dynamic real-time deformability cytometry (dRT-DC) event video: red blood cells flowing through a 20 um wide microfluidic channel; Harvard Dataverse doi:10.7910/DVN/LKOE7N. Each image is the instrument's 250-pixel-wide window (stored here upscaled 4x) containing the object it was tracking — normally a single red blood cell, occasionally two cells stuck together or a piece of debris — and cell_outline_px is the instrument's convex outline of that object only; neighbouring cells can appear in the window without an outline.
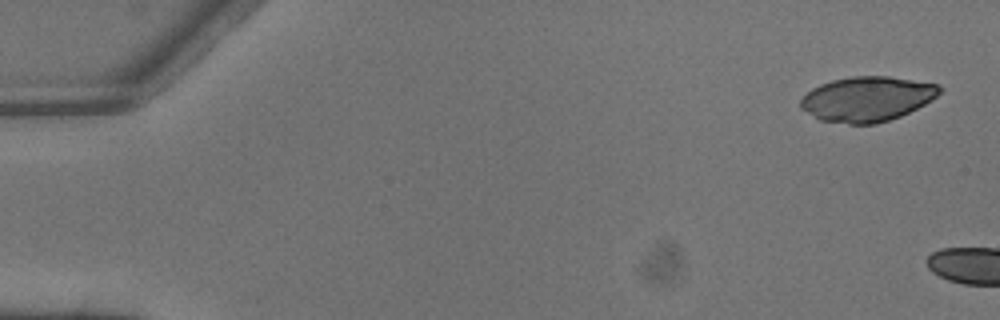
{"species": "common noctule bat (a hibernating species)", "species_latin": "Nyctalus noctula", "temperature_condition": "warm", "stored_images_in_passage": 3, "camera_frame_rate_fps": 3000, "um_per_image_px": 0.085, "animal": {"sex": "male", "body_mass_g": 13.3}, "frame": {"image": 1, "passage_image": 1, "time_ms": 0.0, "image_size_px": [1000, 320], "cell_outline_px": [[944, 88], [932, 100], [900, 116], [876, 124], [848, 124], [820, 120], [800, 108], [800, 100], [812, 88], [820, 84], [832, 80], [852, 76], [888, 76], [936, 84]], "centroid_in_image_um": [73.69, 8.41], "position_along_channel_um": 11.3, "area_um2": 36.18}}